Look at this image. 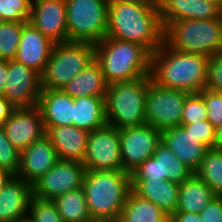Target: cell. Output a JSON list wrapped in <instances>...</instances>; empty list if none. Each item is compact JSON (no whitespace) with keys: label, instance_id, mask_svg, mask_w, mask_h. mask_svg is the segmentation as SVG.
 Here are the masks:
<instances>
[{"label":"cell","instance_id":"cell-1","mask_svg":"<svg viewBox=\"0 0 222 222\" xmlns=\"http://www.w3.org/2000/svg\"><path fill=\"white\" fill-rule=\"evenodd\" d=\"M106 37L137 43L153 54L164 43L158 4H109Z\"/></svg>","mask_w":222,"mask_h":222},{"label":"cell","instance_id":"cell-2","mask_svg":"<svg viewBox=\"0 0 222 222\" xmlns=\"http://www.w3.org/2000/svg\"><path fill=\"white\" fill-rule=\"evenodd\" d=\"M209 57L186 53L165 42L151 54L152 80L165 88L199 93L206 88Z\"/></svg>","mask_w":222,"mask_h":222},{"label":"cell","instance_id":"cell-3","mask_svg":"<svg viewBox=\"0 0 222 222\" xmlns=\"http://www.w3.org/2000/svg\"><path fill=\"white\" fill-rule=\"evenodd\" d=\"M82 188L94 222H117L131 190L130 174L86 170Z\"/></svg>","mask_w":222,"mask_h":222},{"label":"cell","instance_id":"cell-4","mask_svg":"<svg viewBox=\"0 0 222 222\" xmlns=\"http://www.w3.org/2000/svg\"><path fill=\"white\" fill-rule=\"evenodd\" d=\"M95 59L108 84L151 74V53L134 42L105 37L95 44Z\"/></svg>","mask_w":222,"mask_h":222},{"label":"cell","instance_id":"cell-5","mask_svg":"<svg viewBox=\"0 0 222 222\" xmlns=\"http://www.w3.org/2000/svg\"><path fill=\"white\" fill-rule=\"evenodd\" d=\"M151 81L152 77L148 75L131 81L109 84L105 95L107 124L119 130L147 124L145 102Z\"/></svg>","mask_w":222,"mask_h":222},{"label":"cell","instance_id":"cell-6","mask_svg":"<svg viewBox=\"0 0 222 222\" xmlns=\"http://www.w3.org/2000/svg\"><path fill=\"white\" fill-rule=\"evenodd\" d=\"M164 42L175 50L207 57L222 53V15L171 22L164 29Z\"/></svg>","mask_w":222,"mask_h":222},{"label":"cell","instance_id":"cell-7","mask_svg":"<svg viewBox=\"0 0 222 222\" xmlns=\"http://www.w3.org/2000/svg\"><path fill=\"white\" fill-rule=\"evenodd\" d=\"M94 59L93 43H55L45 70L41 74V89H62Z\"/></svg>","mask_w":222,"mask_h":222},{"label":"cell","instance_id":"cell-8","mask_svg":"<svg viewBox=\"0 0 222 222\" xmlns=\"http://www.w3.org/2000/svg\"><path fill=\"white\" fill-rule=\"evenodd\" d=\"M68 42L96 44L107 35V0H65Z\"/></svg>","mask_w":222,"mask_h":222},{"label":"cell","instance_id":"cell-9","mask_svg":"<svg viewBox=\"0 0 222 222\" xmlns=\"http://www.w3.org/2000/svg\"><path fill=\"white\" fill-rule=\"evenodd\" d=\"M189 93L149 84L145 102L146 123L158 130L181 126L182 111Z\"/></svg>","mask_w":222,"mask_h":222},{"label":"cell","instance_id":"cell-10","mask_svg":"<svg viewBox=\"0 0 222 222\" xmlns=\"http://www.w3.org/2000/svg\"><path fill=\"white\" fill-rule=\"evenodd\" d=\"M83 165L90 171L123 170L120 151V130L106 124L88 136Z\"/></svg>","mask_w":222,"mask_h":222},{"label":"cell","instance_id":"cell-11","mask_svg":"<svg viewBox=\"0 0 222 222\" xmlns=\"http://www.w3.org/2000/svg\"><path fill=\"white\" fill-rule=\"evenodd\" d=\"M85 173L83 163L59 159L46 174L32 184L33 197L54 200L68 191L82 187Z\"/></svg>","mask_w":222,"mask_h":222},{"label":"cell","instance_id":"cell-12","mask_svg":"<svg viewBox=\"0 0 222 222\" xmlns=\"http://www.w3.org/2000/svg\"><path fill=\"white\" fill-rule=\"evenodd\" d=\"M161 141L162 131L148 124L120 129L123 170L130 174L146 159L153 156Z\"/></svg>","mask_w":222,"mask_h":222},{"label":"cell","instance_id":"cell-13","mask_svg":"<svg viewBox=\"0 0 222 222\" xmlns=\"http://www.w3.org/2000/svg\"><path fill=\"white\" fill-rule=\"evenodd\" d=\"M194 172L187 167L162 141L152 157L130 173V180H169L181 184Z\"/></svg>","mask_w":222,"mask_h":222},{"label":"cell","instance_id":"cell-14","mask_svg":"<svg viewBox=\"0 0 222 222\" xmlns=\"http://www.w3.org/2000/svg\"><path fill=\"white\" fill-rule=\"evenodd\" d=\"M41 75L15 60H8V75L3 96L15 107H33L38 104Z\"/></svg>","mask_w":222,"mask_h":222},{"label":"cell","instance_id":"cell-15","mask_svg":"<svg viewBox=\"0 0 222 222\" xmlns=\"http://www.w3.org/2000/svg\"><path fill=\"white\" fill-rule=\"evenodd\" d=\"M2 126L7 139L20 152L46 134L41 112L37 105L15 108Z\"/></svg>","mask_w":222,"mask_h":222},{"label":"cell","instance_id":"cell-16","mask_svg":"<svg viewBox=\"0 0 222 222\" xmlns=\"http://www.w3.org/2000/svg\"><path fill=\"white\" fill-rule=\"evenodd\" d=\"M28 22L53 43L68 42L65 0H32Z\"/></svg>","mask_w":222,"mask_h":222},{"label":"cell","instance_id":"cell-17","mask_svg":"<svg viewBox=\"0 0 222 222\" xmlns=\"http://www.w3.org/2000/svg\"><path fill=\"white\" fill-rule=\"evenodd\" d=\"M54 44L27 22L22 28L20 43L14 60L34 69L41 75L45 70Z\"/></svg>","mask_w":222,"mask_h":222},{"label":"cell","instance_id":"cell-18","mask_svg":"<svg viewBox=\"0 0 222 222\" xmlns=\"http://www.w3.org/2000/svg\"><path fill=\"white\" fill-rule=\"evenodd\" d=\"M32 198V185L12 176L0 193V222L27 220Z\"/></svg>","mask_w":222,"mask_h":222},{"label":"cell","instance_id":"cell-19","mask_svg":"<svg viewBox=\"0 0 222 222\" xmlns=\"http://www.w3.org/2000/svg\"><path fill=\"white\" fill-rule=\"evenodd\" d=\"M59 160L50 142L44 135L21 152L20 168L17 177L29 184H33L46 174Z\"/></svg>","mask_w":222,"mask_h":222},{"label":"cell","instance_id":"cell-20","mask_svg":"<svg viewBox=\"0 0 222 222\" xmlns=\"http://www.w3.org/2000/svg\"><path fill=\"white\" fill-rule=\"evenodd\" d=\"M159 11L164 29L177 20L219 18L222 11L204 0H159Z\"/></svg>","mask_w":222,"mask_h":222},{"label":"cell","instance_id":"cell-21","mask_svg":"<svg viewBox=\"0 0 222 222\" xmlns=\"http://www.w3.org/2000/svg\"><path fill=\"white\" fill-rule=\"evenodd\" d=\"M162 142L194 173L200 168L209 149L205 144L197 141L182 126L163 130Z\"/></svg>","mask_w":222,"mask_h":222},{"label":"cell","instance_id":"cell-22","mask_svg":"<svg viewBox=\"0 0 222 222\" xmlns=\"http://www.w3.org/2000/svg\"><path fill=\"white\" fill-rule=\"evenodd\" d=\"M37 106L44 128L73 125L74 98L61 89H41Z\"/></svg>","mask_w":222,"mask_h":222},{"label":"cell","instance_id":"cell-23","mask_svg":"<svg viewBox=\"0 0 222 222\" xmlns=\"http://www.w3.org/2000/svg\"><path fill=\"white\" fill-rule=\"evenodd\" d=\"M45 131L59 159L83 162L89 131L73 125L45 128Z\"/></svg>","mask_w":222,"mask_h":222},{"label":"cell","instance_id":"cell-24","mask_svg":"<svg viewBox=\"0 0 222 222\" xmlns=\"http://www.w3.org/2000/svg\"><path fill=\"white\" fill-rule=\"evenodd\" d=\"M131 190L143 199L149 200L166 214L176 212L179 184L169 180H130Z\"/></svg>","mask_w":222,"mask_h":222},{"label":"cell","instance_id":"cell-25","mask_svg":"<svg viewBox=\"0 0 222 222\" xmlns=\"http://www.w3.org/2000/svg\"><path fill=\"white\" fill-rule=\"evenodd\" d=\"M108 85L100 64L94 59L61 90L73 98L85 96L105 98Z\"/></svg>","mask_w":222,"mask_h":222},{"label":"cell","instance_id":"cell-26","mask_svg":"<svg viewBox=\"0 0 222 222\" xmlns=\"http://www.w3.org/2000/svg\"><path fill=\"white\" fill-rule=\"evenodd\" d=\"M212 190L193 173L179 184V197L176 212L200 213L215 197Z\"/></svg>","mask_w":222,"mask_h":222},{"label":"cell","instance_id":"cell-27","mask_svg":"<svg viewBox=\"0 0 222 222\" xmlns=\"http://www.w3.org/2000/svg\"><path fill=\"white\" fill-rule=\"evenodd\" d=\"M106 124L105 98L95 96L74 98L73 126L92 132Z\"/></svg>","mask_w":222,"mask_h":222},{"label":"cell","instance_id":"cell-28","mask_svg":"<svg viewBox=\"0 0 222 222\" xmlns=\"http://www.w3.org/2000/svg\"><path fill=\"white\" fill-rule=\"evenodd\" d=\"M170 216L149 200L129 191L117 222H169Z\"/></svg>","mask_w":222,"mask_h":222},{"label":"cell","instance_id":"cell-29","mask_svg":"<svg viewBox=\"0 0 222 222\" xmlns=\"http://www.w3.org/2000/svg\"><path fill=\"white\" fill-rule=\"evenodd\" d=\"M64 222H94L88 210L82 187L56 197L52 200Z\"/></svg>","mask_w":222,"mask_h":222},{"label":"cell","instance_id":"cell-30","mask_svg":"<svg viewBox=\"0 0 222 222\" xmlns=\"http://www.w3.org/2000/svg\"><path fill=\"white\" fill-rule=\"evenodd\" d=\"M195 174L216 196H222V150L209 148Z\"/></svg>","mask_w":222,"mask_h":222},{"label":"cell","instance_id":"cell-31","mask_svg":"<svg viewBox=\"0 0 222 222\" xmlns=\"http://www.w3.org/2000/svg\"><path fill=\"white\" fill-rule=\"evenodd\" d=\"M27 22L0 23V60H14L20 43L22 28Z\"/></svg>","mask_w":222,"mask_h":222},{"label":"cell","instance_id":"cell-32","mask_svg":"<svg viewBox=\"0 0 222 222\" xmlns=\"http://www.w3.org/2000/svg\"><path fill=\"white\" fill-rule=\"evenodd\" d=\"M21 152L7 139L4 128L0 125V170L11 176H18Z\"/></svg>","mask_w":222,"mask_h":222},{"label":"cell","instance_id":"cell-33","mask_svg":"<svg viewBox=\"0 0 222 222\" xmlns=\"http://www.w3.org/2000/svg\"><path fill=\"white\" fill-rule=\"evenodd\" d=\"M32 0H0V19L3 22H28Z\"/></svg>","mask_w":222,"mask_h":222},{"label":"cell","instance_id":"cell-34","mask_svg":"<svg viewBox=\"0 0 222 222\" xmlns=\"http://www.w3.org/2000/svg\"><path fill=\"white\" fill-rule=\"evenodd\" d=\"M27 220L30 222H64L52 200L33 197Z\"/></svg>","mask_w":222,"mask_h":222},{"label":"cell","instance_id":"cell-35","mask_svg":"<svg viewBox=\"0 0 222 222\" xmlns=\"http://www.w3.org/2000/svg\"><path fill=\"white\" fill-rule=\"evenodd\" d=\"M207 120V109L199 93L189 94L183 106L181 124H193Z\"/></svg>","mask_w":222,"mask_h":222},{"label":"cell","instance_id":"cell-36","mask_svg":"<svg viewBox=\"0 0 222 222\" xmlns=\"http://www.w3.org/2000/svg\"><path fill=\"white\" fill-rule=\"evenodd\" d=\"M207 109V120L217 129L222 125V92L204 88L199 92Z\"/></svg>","mask_w":222,"mask_h":222},{"label":"cell","instance_id":"cell-37","mask_svg":"<svg viewBox=\"0 0 222 222\" xmlns=\"http://www.w3.org/2000/svg\"><path fill=\"white\" fill-rule=\"evenodd\" d=\"M181 126L197 141L205 144L208 148H214L216 128L208 120L193 124H181Z\"/></svg>","mask_w":222,"mask_h":222},{"label":"cell","instance_id":"cell-38","mask_svg":"<svg viewBox=\"0 0 222 222\" xmlns=\"http://www.w3.org/2000/svg\"><path fill=\"white\" fill-rule=\"evenodd\" d=\"M206 88L222 92V53L209 57Z\"/></svg>","mask_w":222,"mask_h":222},{"label":"cell","instance_id":"cell-39","mask_svg":"<svg viewBox=\"0 0 222 222\" xmlns=\"http://www.w3.org/2000/svg\"><path fill=\"white\" fill-rule=\"evenodd\" d=\"M203 222H222V196H215L200 212Z\"/></svg>","mask_w":222,"mask_h":222},{"label":"cell","instance_id":"cell-40","mask_svg":"<svg viewBox=\"0 0 222 222\" xmlns=\"http://www.w3.org/2000/svg\"><path fill=\"white\" fill-rule=\"evenodd\" d=\"M169 222H203L200 213L175 212Z\"/></svg>","mask_w":222,"mask_h":222},{"label":"cell","instance_id":"cell-41","mask_svg":"<svg viewBox=\"0 0 222 222\" xmlns=\"http://www.w3.org/2000/svg\"><path fill=\"white\" fill-rule=\"evenodd\" d=\"M15 107L2 95L0 94V125L11 116Z\"/></svg>","mask_w":222,"mask_h":222},{"label":"cell","instance_id":"cell-42","mask_svg":"<svg viewBox=\"0 0 222 222\" xmlns=\"http://www.w3.org/2000/svg\"><path fill=\"white\" fill-rule=\"evenodd\" d=\"M8 75V61L0 60V94H3Z\"/></svg>","mask_w":222,"mask_h":222},{"label":"cell","instance_id":"cell-43","mask_svg":"<svg viewBox=\"0 0 222 222\" xmlns=\"http://www.w3.org/2000/svg\"><path fill=\"white\" fill-rule=\"evenodd\" d=\"M109 4L118 2H130V3H145V4H159V0H107Z\"/></svg>","mask_w":222,"mask_h":222},{"label":"cell","instance_id":"cell-44","mask_svg":"<svg viewBox=\"0 0 222 222\" xmlns=\"http://www.w3.org/2000/svg\"><path fill=\"white\" fill-rule=\"evenodd\" d=\"M214 148L222 150V125L216 129Z\"/></svg>","mask_w":222,"mask_h":222},{"label":"cell","instance_id":"cell-45","mask_svg":"<svg viewBox=\"0 0 222 222\" xmlns=\"http://www.w3.org/2000/svg\"><path fill=\"white\" fill-rule=\"evenodd\" d=\"M12 176L3 171V170H0V193L2 191V189L4 188L5 184L8 182V180L11 178Z\"/></svg>","mask_w":222,"mask_h":222},{"label":"cell","instance_id":"cell-46","mask_svg":"<svg viewBox=\"0 0 222 222\" xmlns=\"http://www.w3.org/2000/svg\"><path fill=\"white\" fill-rule=\"evenodd\" d=\"M204 1L216 5L222 11V0H204Z\"/></svg>","mask_w":222,"mask_h":222}]
</instances>
